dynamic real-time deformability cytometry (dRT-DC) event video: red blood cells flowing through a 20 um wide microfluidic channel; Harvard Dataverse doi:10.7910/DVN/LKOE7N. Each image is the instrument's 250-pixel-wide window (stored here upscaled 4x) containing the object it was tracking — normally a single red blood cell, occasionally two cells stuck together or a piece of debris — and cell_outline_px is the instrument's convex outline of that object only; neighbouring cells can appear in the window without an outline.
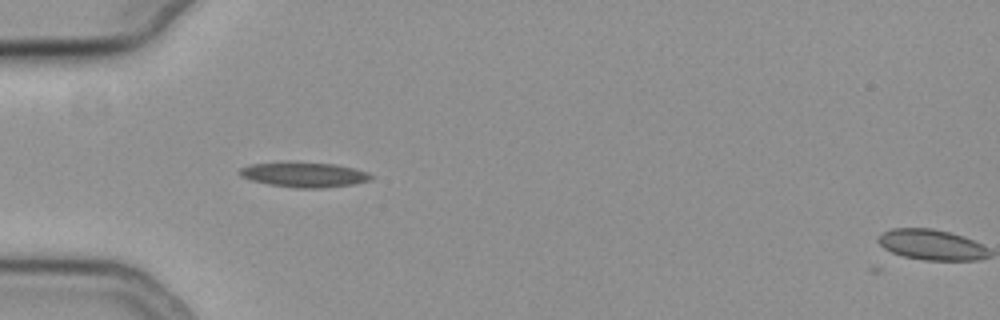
{"species": "common noctule bat (a hibernating species)", "species_latin": "Nyctalus noctula", "temperature_condition": "cold", "stored_images_in_passage": 3, "camera_frame_rate_fps": 3000, "um_per_image_px": 0.085, "animal": {"sex": "female", "body_mass_g": 19.3, "forearm_length_mm": 54.1}, "frame": {"image": 1, "passage_image": 2, "time_ms": 0.333, "image_size_px": [1000, 320], "cell_outline_px": [[372, 176], [368, 180], [352, 184], [320, 188], [300, 188], [268, 184], [252, 180], [240, 176], [240, 168], [252, 164], [288, 160], [292, 160], [336, 164], [356, 168], [368, 172]], "centroid_in_image_um": [25.83, 14.8], "position_along_channel_um": 59.2, "area_um2": 19.42}}